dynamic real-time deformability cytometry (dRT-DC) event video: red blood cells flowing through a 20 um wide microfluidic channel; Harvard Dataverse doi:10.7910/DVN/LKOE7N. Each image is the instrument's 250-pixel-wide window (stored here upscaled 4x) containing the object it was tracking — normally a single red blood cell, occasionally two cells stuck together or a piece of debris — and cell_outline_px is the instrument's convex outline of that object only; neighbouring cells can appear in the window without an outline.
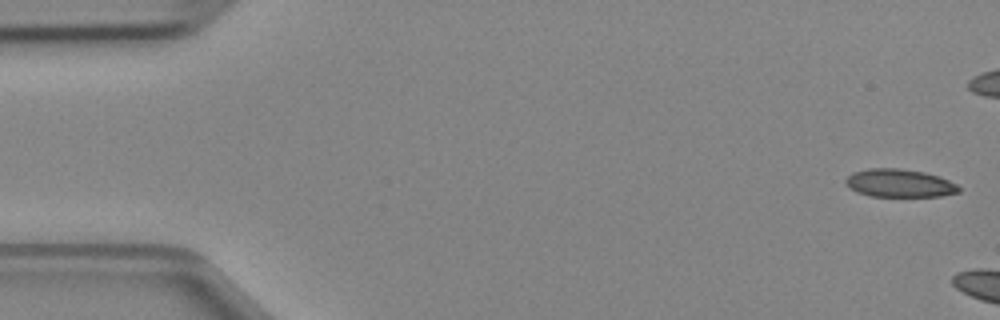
{"species": "Egyptian fruit bat (a non-hibernating species)", "species_latin": "Rousettus aegyptiacus", "temperature_condition": "cold", "stored_images_in_passage": 10, "camera_frame_rate_fps": 3000, "um_per_image_px": 0.085, "animal": {"sex": "female"}, "frame": {"image": 1, "passage_image": 1, "time_ms": 0.0, "image_size_px": [1000, 320], "cell_outline_px": [[960, 192], [940, 196], [868, 196], [856, 192], [844, 184], [844, 180], [852, 172], [868, 168], [900, 168], [924, 172], [940, 176], [956, 184], [960, 188]], "centroid_in_image_um": [76.42, 15.56], "position_along_channel_um": 8.6, "area_um2": 18.67}}